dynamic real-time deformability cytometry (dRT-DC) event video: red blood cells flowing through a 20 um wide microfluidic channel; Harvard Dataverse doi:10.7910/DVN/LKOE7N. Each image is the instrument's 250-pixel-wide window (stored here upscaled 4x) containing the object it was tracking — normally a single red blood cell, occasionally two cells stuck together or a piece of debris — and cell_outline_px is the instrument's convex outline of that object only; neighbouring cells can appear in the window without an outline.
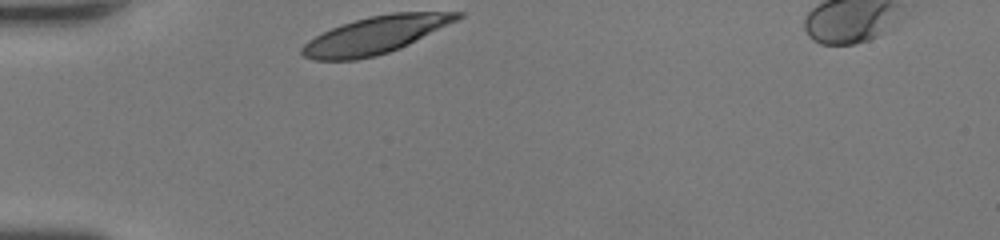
{"species": "human", "species_latin": "Homo sapiens", "temperature_condition": "room temperature", "stored_images_in_passage": 27, "camera_frame_rate_fps": 3000, "um_per_image_px": 0.085, "donor": {"sex": "female"}, "frame": {"image": 1, "passage_image": 1, "time_ms": 0.0, "image_size_px": [1000, 240], "cell_outline_px": [[464, 16], [460, 20], [400, 48], [376, 56], [356, 60], [316, 60], [304, 56], [300, 52], [300, 48], [308, 40], [332, 28], [356, 20], [372, 16], [392, 12], [464, 12]], "centroid_in_image_um": [31.97, 2.98], "position_along_channel_um": 53.0, "area_um2": 33.64}}
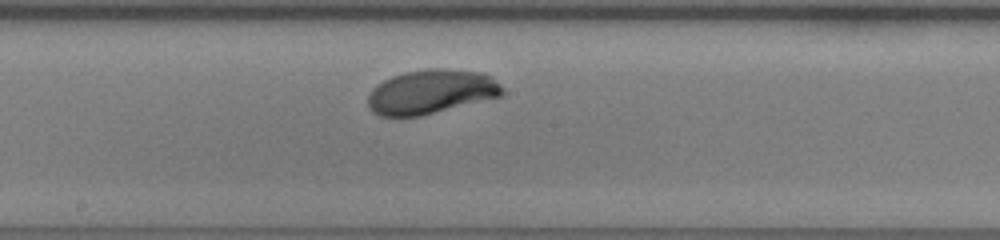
{"frame": {"image": 2, "passage_image": 14, "time_ms": 4.333, "image_size_px": [1000, 240], "cell_outline_px": [[504, 96], [420, 116], [380, 116], [372, 112], [368, 108], [368, 96], [372, 88], [376, 84], [392, 76], [404, 72], [428, 68], [448, 68], [484, 72], [492, 76], [504, 88]], "centroid_in_image_um": [36.68, 7.79], "position_along_channel_um": 211.5, "area_um2": 35.26}}
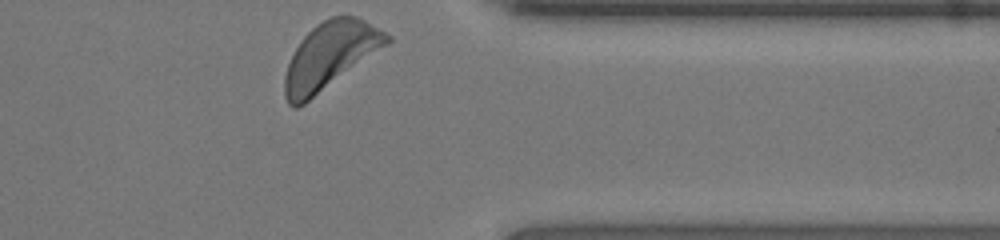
{"frame": {"image": 3, "passage_image": 27, "time_ms": 8.667, "image_size_px": [1000, 240], "cell_outline_px": [[392, 40], [388, 44], [304, 104], [296, 108], [292, 108], [288, 104], [284, 96], [284, 76], [288, 64], [300, 40], [316, 24], [332, 16], [356, 16], [364, 20], [392, 36]], "centroid_in_image_um": [28.04, 4.74], "position_along_channel_um": 383.4, "area_um2": 39.3}, "authors_computed_cell_mechanics": {"area_um2": 34.969, "velocity_mm_per_s": 4.1126, "shape_relaxation_time_tau1_ms": 1.6339, "shape_relaxation_time_tau2_ms": null, "deformation_change_tau1": 0.1403, "deformation_change_tau2": null}}